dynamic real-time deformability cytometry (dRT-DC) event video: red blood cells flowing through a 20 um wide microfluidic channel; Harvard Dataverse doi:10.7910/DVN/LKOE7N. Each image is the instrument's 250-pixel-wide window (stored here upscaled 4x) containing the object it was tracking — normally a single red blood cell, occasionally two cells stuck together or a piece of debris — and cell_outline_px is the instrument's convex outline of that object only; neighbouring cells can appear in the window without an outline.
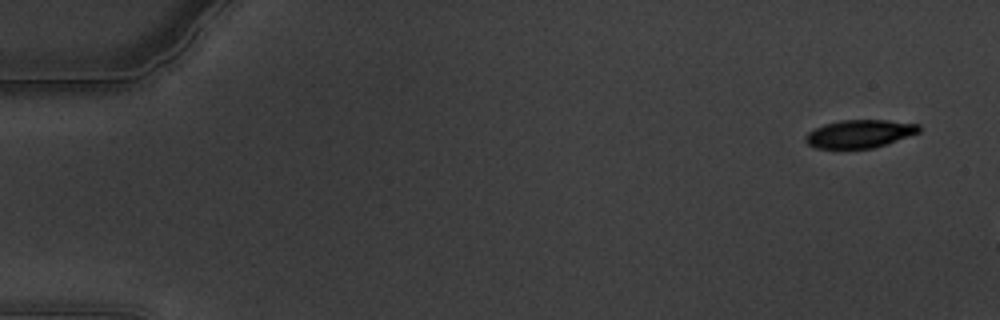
{"species": "common noctule bat (a hibernating species)", "species_latin": "Nyctalus noctula", "temperature_condition": "warm", "stored_images_in_passage": 11, "camera_frame_rate_fps": 3000, "um_per_image_px": 0.085, "animal": {"sex": "male", "body_mass_g": 19.5, "forearm_length_mm": 54.6}, "frame": {"image": 1, "passage_image": 4, "time_ms": 1.0, "image_size_px": [1000, 320], "cell_outline_px": [[920, 132], [888, 144], [872, 148], [816, 148], [808, 144], [804, 140], [804, 136], [808, 132], [824, 124], [840, 120], [888, 120], [920, 124]], "centroid_in_image_um": [73.08, 11.37], "position_along_channel_um": 11.9, "area_um2": 18.61}}